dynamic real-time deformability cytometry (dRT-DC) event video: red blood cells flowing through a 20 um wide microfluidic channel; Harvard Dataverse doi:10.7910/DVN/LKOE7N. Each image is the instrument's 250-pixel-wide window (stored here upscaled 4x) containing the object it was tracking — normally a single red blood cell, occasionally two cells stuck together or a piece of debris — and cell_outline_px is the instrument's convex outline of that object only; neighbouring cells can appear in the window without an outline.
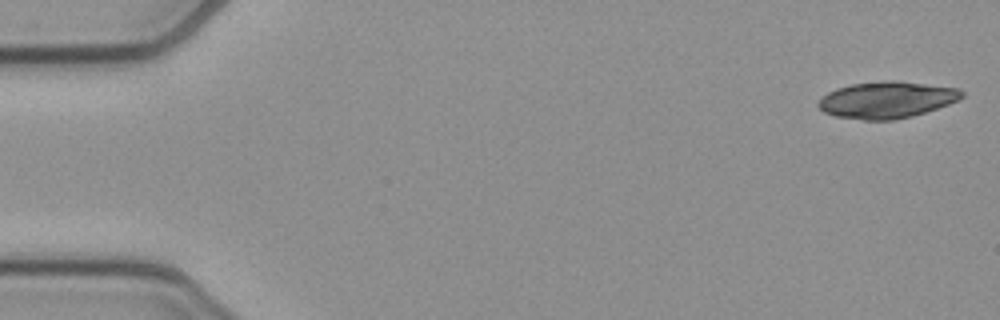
{"species": "common noctule bat (a hibernating species)", "species_latin": "Nyctalus noctula", "temperature_condition": "cold", "stored_images_in_passage": 51, "camera_frame_rate_fps": 3000, "um_per_image_px": 0.085, "animal": {"sex": "female", "body_mass_g": 21.9}, "frame": {"image": 1, "passage_image": 1, "time_ms": 0.0, "image_size_px": [1000, 320], "cell_outline_px": [[964, 96], [960, 100], [912, 116], [892, 120], [864, 120], [836, 116], [824, 112], [816, 104], [828, 92], [836, 88], [852, 84], [884, 80], [896, 80], [960, 88], [964, 92]], "centroid_in_image_um": [75.4, 8.47], "position_along_channel_um": 9.6, "area_um2": 30.63}}